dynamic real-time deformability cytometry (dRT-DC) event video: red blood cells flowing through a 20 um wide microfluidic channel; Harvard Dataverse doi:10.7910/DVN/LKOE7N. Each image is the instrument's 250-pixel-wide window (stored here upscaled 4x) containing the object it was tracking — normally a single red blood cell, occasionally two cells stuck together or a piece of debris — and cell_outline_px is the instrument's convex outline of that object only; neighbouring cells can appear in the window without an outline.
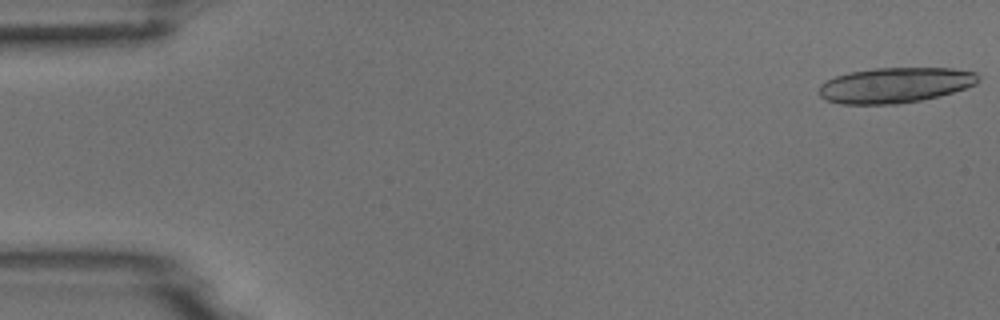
{"species": "common noctule bat (a hibernating species)", "species_latin": "Nyctalus noctula", "temperature_condition": "room temperature", "stored_images_in_passage": 4, "camera_frame_rate_fps": 3000, "um_per_image_px": 0.085, "animal": {"sex": "male", "body_mass_g": 18.8}, "frame": {"image": 1, "passage_image": 1, "time_ms": 0.0, "image_size_px": [1000, 320], "cell_outline_px": [[980, 80], [976, 84], [940, 96], [900, 104], [840, 104], [828, 100], [820, 96], [820, 84], [824, 80], [848, 72], [872, 68], [952, 68], [976, 72], [980, 76]], "centroid_in_image_um": [76.08, 7.23], "position_along_channel_um": 8.9, "area_um2": 33.0}}